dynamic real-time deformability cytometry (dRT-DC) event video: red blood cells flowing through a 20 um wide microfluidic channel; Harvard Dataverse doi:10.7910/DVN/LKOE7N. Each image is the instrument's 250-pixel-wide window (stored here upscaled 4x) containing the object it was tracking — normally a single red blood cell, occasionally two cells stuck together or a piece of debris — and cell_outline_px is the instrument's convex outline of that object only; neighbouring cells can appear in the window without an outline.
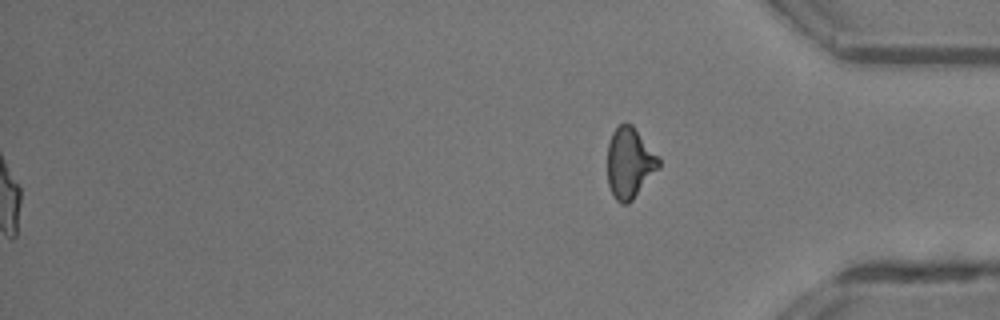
{"species": "common noctule bat (a hibernating species)", "species_latin": "Nyctalus noctula", "temperature_condition": "room temperature", "stored_images_in_passage": 50, "segment_of_instrument_passage": [2, 2], "camera_frame_rate_fps": 3000, "um_per_image_px": 0.085, "animal": {"sex": "male", "body_mass_g": 13.3}, "frame": {"image": 1, "passage_image": 50, "time_ms": 16.333, "image_size_px": [1000, 320], "cell_outline_px": [[660, 168], [632, 200], [628, 204], [620, 204], [612, 196], [608, 184], [608, 144], [612, 132], [624, 120], [632, 124], [660, 156]], "centroid_in_image_um": [53.53, 13.83], "position_along_channel_um": 381.7, "area_um2": 21.62}}